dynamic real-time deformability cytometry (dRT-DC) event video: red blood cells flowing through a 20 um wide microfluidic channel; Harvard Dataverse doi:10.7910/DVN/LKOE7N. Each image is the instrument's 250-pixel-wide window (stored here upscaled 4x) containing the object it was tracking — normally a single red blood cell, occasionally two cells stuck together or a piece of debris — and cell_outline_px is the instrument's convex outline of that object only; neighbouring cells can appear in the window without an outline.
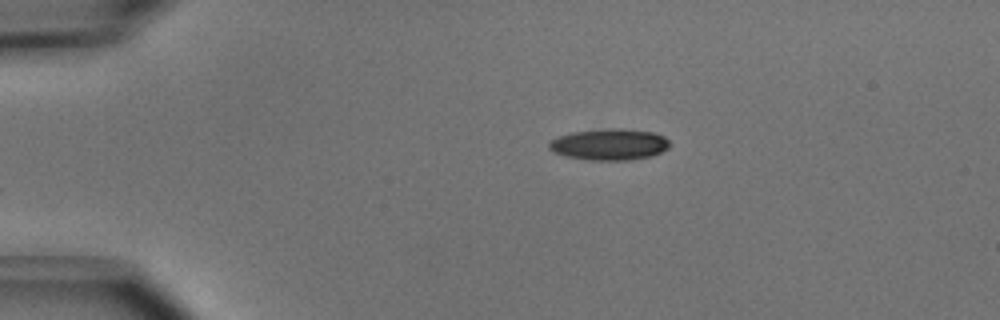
{"species": "common noctule bat (a hibernating species)", "species_latin": "Nyctalus noctula", "temperature_condition": "cold", "stored_images_in_passage": 33, "camera_frame_rate_fps": 3000, "um_per_image_px": 0.085, "animal": {"sex": "male", "body_mass_g": 15.6}, "frame": {"image": 1, "passage_image": 1, "time_ms": 0.0, "image_size_px": [1000, 320], "cell_outline_px": [[672, 144], [668, 148], [652, 156], [628, 160], [588, 160], [568, 156], [556, 152], [548, 148], [548, 144], [552, 140], [560, 136], [572, 132], [612, 128], [620, 128], [652, 132], [664, 136]], "centroid_in_image_um": [51.84, 12.27], "position_along_channel_um": 33.2, "area_um2": 21.85}}
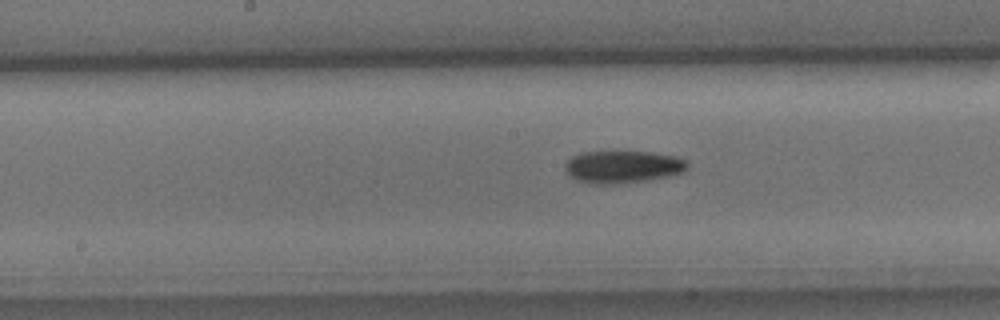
{"frame": {"image": 2, "passage_image": 17, "time_ms": 5.333, "image_size_px": [1000, 320], "cell_outline_px": [[688, 168], [684, 172], [668, 176], [644, 180], [608, 184], [600, 184], [580, 180], [572, 176], [564, 168], [564, 164], [572, 156], [580, 152], [652, 152], [676, 156], [688, 160]], "centroid_in_image_um": [52.99, 14.15], "position_along_channel_um": 195.2, "area_um2": 22.77}}
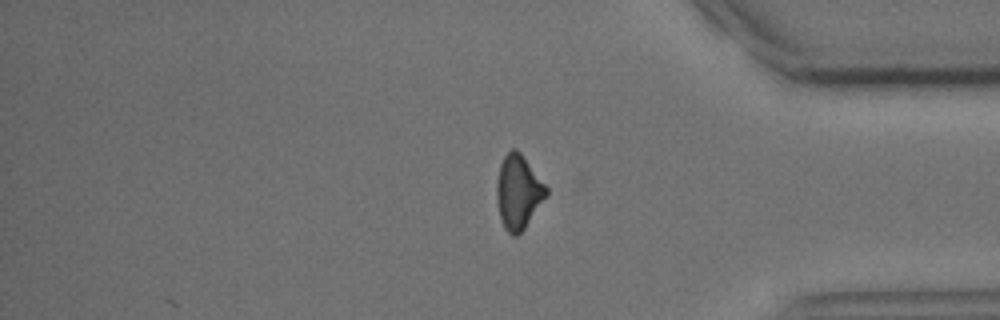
{"frame": {"image": 3, "passage_image": 33, "time_ms": 10.667, "image_size_px": [1000, 320], "cell_outline_px": [[548, 196], [524, 228], [516, 236], [512, 236], [504, 228], [500, 216], [496, 200], [496, 180], [500, 164], [504, 156], [512, 148], [516, 148], [520, 152], [548, 188]], "centroid_in_image_um": [44.05, 16.32], "position_along_channel_um": 391.1, "area_um2": 21.44}, "authors_computed_cell_mechanics": {"area_um2": 22.7154, "velocity_mm_per_s": 3.9806, "shape_relaxation_time_tau1_ms": 5.1125, "shape_relaxation_time_tau2_ms": null, "deformation_change_tau1": 0.1214, "deformation_change_tau2": null}}